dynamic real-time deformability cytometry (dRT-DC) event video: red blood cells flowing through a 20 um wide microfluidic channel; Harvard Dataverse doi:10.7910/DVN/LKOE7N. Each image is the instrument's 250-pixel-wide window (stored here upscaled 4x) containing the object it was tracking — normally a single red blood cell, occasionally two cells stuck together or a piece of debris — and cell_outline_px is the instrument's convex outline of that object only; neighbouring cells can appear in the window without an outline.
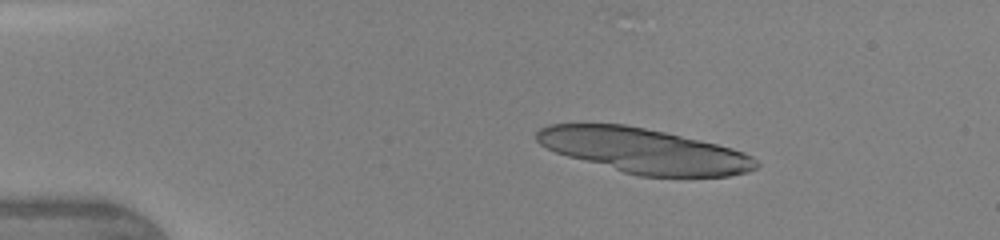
{"species": "human", "species_latin": "Homo sapiens", "temperature_condition": "warm", "stored_images_in_passage": 25, "camera_frame_rate_fps": 3000, "um_per_image_px": 0.085, "donor": {"sex": "female"}, "frame": {"image": 1, "passage_image": 1, "time_ms": 0.0, "image_size_px": [1000, 240], "cell_outline_px": [[760, 164], [756, 168], [748, 172], [728, 176], [640, 176], [624, 172], [568, 156], [556, 152], [540, 144], [536, 140], [536, 132], [540, 128], [548, 124], [624, 124], [664, 132], [700, 140], [732, 148], [744, 152], [752, 156]], "centroid_in_image_um": [54.76, 12.81], "position_along_channel_um": 30.2, "area_um2": 56.76}}